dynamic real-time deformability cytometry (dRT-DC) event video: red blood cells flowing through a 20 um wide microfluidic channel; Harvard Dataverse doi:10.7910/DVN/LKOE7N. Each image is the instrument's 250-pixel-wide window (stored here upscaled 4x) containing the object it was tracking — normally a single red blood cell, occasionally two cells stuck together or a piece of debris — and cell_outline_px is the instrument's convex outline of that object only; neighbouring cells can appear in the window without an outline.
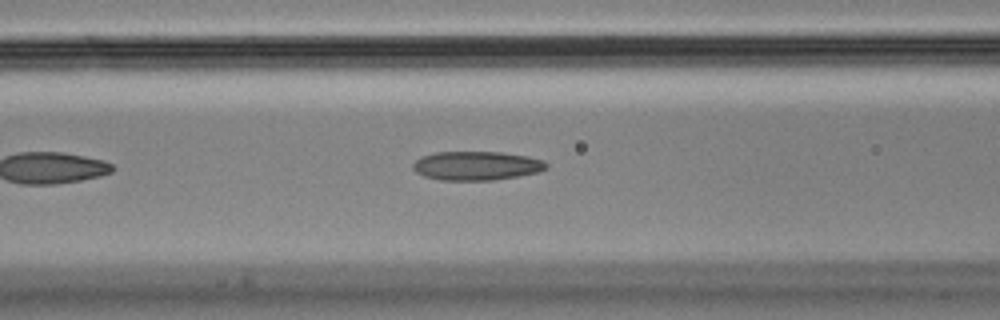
{"species": "Egyptian fruit bat (a non-hibernating species)", "species_latin": "Rousettus aegyptiacus", "temperature_condition": "cold", "stored_images_in_passage": 14, "camera_frame_rate_fps": 3000, "um_per_image_px": 0.085, "animal": {"sex": "male"}, "frame": {"image": 1, "passage_image": 10, "time_ms": 3.0, "image_size_px": [1000, 320], "cell_outline_px": [[548, 168], [540, 172], [492, 180], [440, 180], [424, 176], [416, 172], [412, 168], [412, 164], [420, 156], [436, 152], [500, 152], [528, 156], [544, 160], [548, 164]], "centroid_in_image_um": [40.51, 14.08], "position_along_channel_um": 126.1, "area_um2": 22.6}}